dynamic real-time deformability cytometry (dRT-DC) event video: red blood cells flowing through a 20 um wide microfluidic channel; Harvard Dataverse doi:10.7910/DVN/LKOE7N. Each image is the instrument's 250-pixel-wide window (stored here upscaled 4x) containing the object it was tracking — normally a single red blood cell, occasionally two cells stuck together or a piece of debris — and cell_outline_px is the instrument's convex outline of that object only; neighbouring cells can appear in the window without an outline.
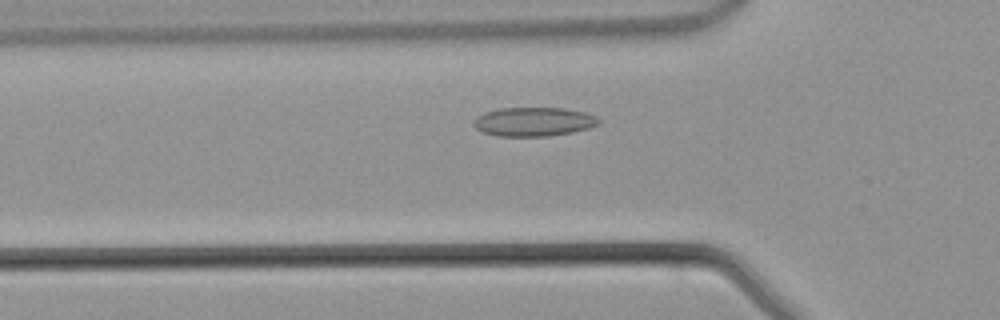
{"species": "common noctule bat (a hibernating species)", "species_latin": "Nyctalus noctula", "temperature_condition": "warm", "stored_images_in_passage": 39, "camera_frame_rate_fps": 3000, "um_per_image_px": 0.085, "animal": {"sex": "male", "body_mass_g": 21.5, "forearm_length_mm": 52.0}, "frame": {"image": 1, "passage_image": 9, "time_ms": 2.667, "image_size_px": [1000, 320], "cell_outline_px": [[600, 124], [588, 128], [572, 132], [548, 136], [496, 136], [484, 132], [476, 128], [472, 124], [472, 120], [484, 112], [500, 108], [564, 108], [584, 112], [596, 116], [600, 120]], "centroid_in_image_um": [45.35, 10.34], "position_along_channel_um": 80.4, "area_um2": 21.15}}
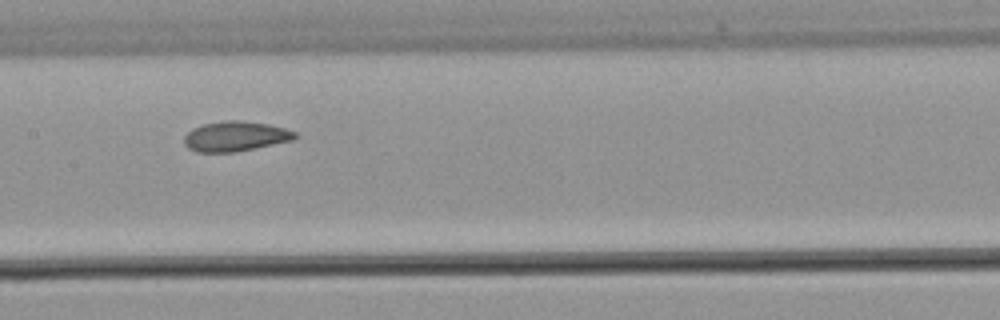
{"frame": {"image": 2, "passage_image": 16, "time_ms": 5.0, "image_size_px": [1000, 320], "cell_outline_px": [[300, 136], [296, 140], [236, 152], [196, 152], [188, 148], [184, 144], [184, 136], [192, 128], [204, 124], [224, 120], [240, 120], [268, 124], [284, 128], [296, 132]], "centroid_in_image_um": [20.05, 11.59], "position_along_channel_um": 187.4, "area_um2": 19.65}}
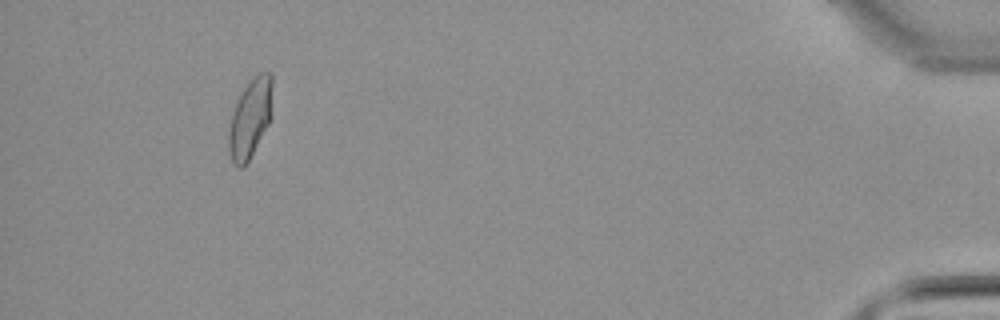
{"frame": {"image": 3, "passage_image": 36, "time_ms": 11.667, "image_size_px": [1000, 320], "cell_outline_px": [[272, 116], [268, 124], [244, 168], [240, 168], [232, 160], [228, 152], [228, 128], [232, 112], [244, 88], [260, 72], [272, 72]], "centroid_in_image_um": [21.27, 10.06], "position_along_channel_um": 413.9, "area_um2": 20.0}}